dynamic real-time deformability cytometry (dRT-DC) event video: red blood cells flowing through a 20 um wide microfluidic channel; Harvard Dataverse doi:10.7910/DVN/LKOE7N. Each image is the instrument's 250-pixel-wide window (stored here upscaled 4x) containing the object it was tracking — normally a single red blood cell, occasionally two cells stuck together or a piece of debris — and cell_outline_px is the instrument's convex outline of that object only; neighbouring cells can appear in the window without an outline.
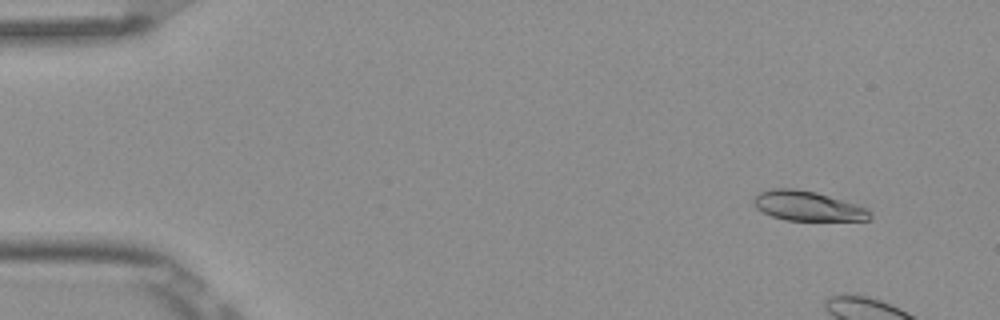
{"species": "Egyptian fruit bat (a non-hibernating species)", "species_latin": "Rousettus aegyptiacus", "temperature_condition": "room temperature", "stored_images_in_passage": 4, "camera_frame_rate_fps": 3000, "um_per_image_px": 0.085, "frame": {"image": 1, "passage_image": 1, "time_ms": 0.0, "image_size_px": [1000, 320], "cell_outline_px": [[872, 216], [868, 220], [784, 220], [772, 216], [756, 208], [752, 204], [752, 200], [760, 192], [772, 188], [792, 188], [816, 192], [868, 208], [872, 212]], "centroid_in_image_um": [68.64, 17.51], "position_along_channel_um": 16.4, "area_um2": 20.06}}